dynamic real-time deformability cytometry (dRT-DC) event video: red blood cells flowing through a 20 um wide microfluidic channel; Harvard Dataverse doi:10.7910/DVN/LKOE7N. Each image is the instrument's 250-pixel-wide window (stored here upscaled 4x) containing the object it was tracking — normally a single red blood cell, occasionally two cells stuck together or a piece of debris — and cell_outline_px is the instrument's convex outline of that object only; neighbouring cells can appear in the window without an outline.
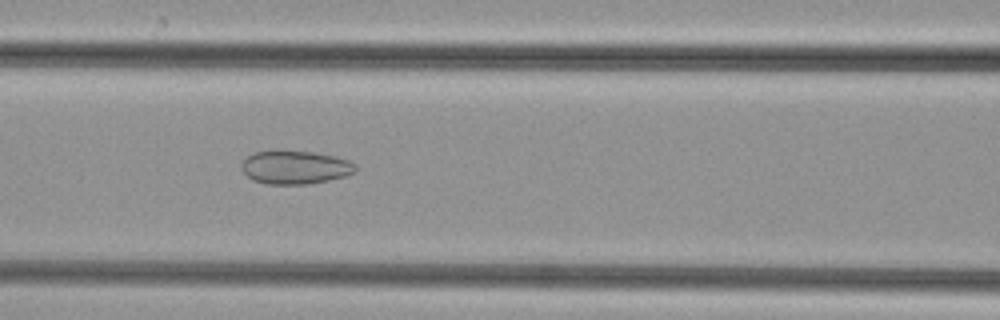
{"species": "common noctule bat (a hibernating species)", "species_latin": "Nyctalus noctula", "temperature_condition": "cold", "stored_images_in_passage": 37, "camera_frame_rate_fps": 3000, "um_per_image_px": 0.085, "animal": {"sex": "female", "body_mass_g": 29.2, "forearm_length_mm": 56.3}, "frame": {"image": 1, "passage_image": 9, "time_ms": 2.667, "image_size_px": [1000, 320], "cell_outline_px": [[356, 172], [348, 176], [308, 184], [268, 184], [252, 180], [240, 168], [240, 164], [252, 152], [276, 148], [312, 152], [336, 156], [348, 160], [356, 164]], "centroid_in_image_um": [25.07, 14.19], "position_along_channel_um": 141.5, "area_um2": 22.89}}
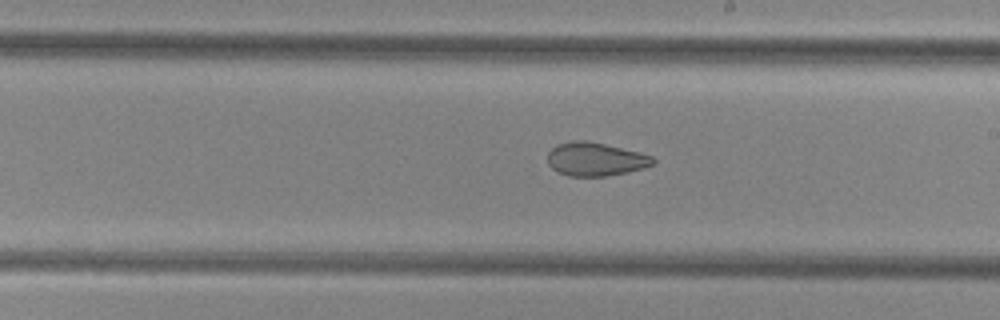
{"frame": {"image": 2, "passage_image": 16, "time_ms": 5.0, "image_size_px": [1000, 320], "cell_outline_px": [[656, 164], [644, 168], [628, 172], [608, 176], [568, 176], [556, 172], [548, 164], [548, 152], [556, 144], [572, 140], [588, 140], [640, 152], [652, 156], [656, 160]], "centroid_in_image_um": [50.62, 13.53], "position_along_channel_um": 238.4, "area_um2": 20.92}}
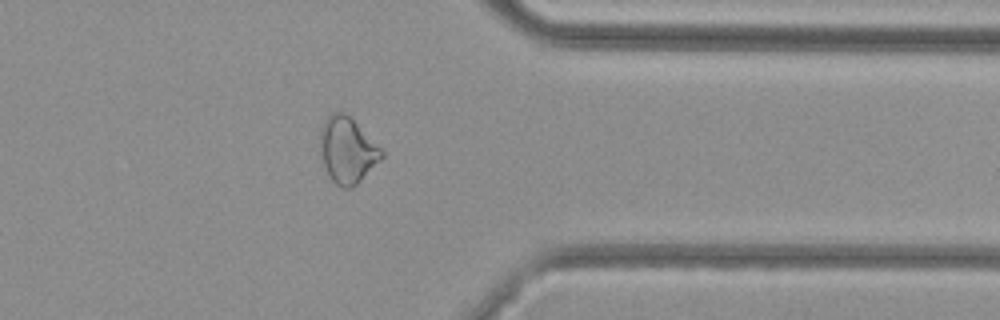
{"frame": {"image": 3, "passage_image": 27, "time_ms": 8.667, "image_size_px": [1000, 320], "cell_outline_px": [[384, 156], [352, 188], [340, 188], [332, 180], [324, 164], [320, 152], [320, 128], [324, 120], [332, 112], [344, 112], [384, 152]], "centroid_in_image_um": [29.49, 12.77], "position_along_channel_um": 381.9, "area_um2": 23.06}}